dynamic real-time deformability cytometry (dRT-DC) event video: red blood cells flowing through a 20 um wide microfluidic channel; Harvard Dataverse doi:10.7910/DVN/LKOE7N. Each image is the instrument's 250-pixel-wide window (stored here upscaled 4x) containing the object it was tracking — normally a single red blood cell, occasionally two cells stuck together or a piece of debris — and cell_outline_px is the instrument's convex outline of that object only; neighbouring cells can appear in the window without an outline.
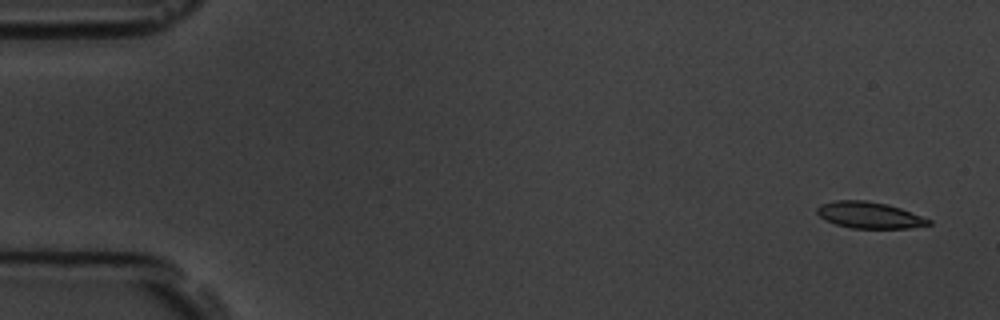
{"species": "common noctule bat (a hibernating species)", "species_latin": "Nyctalus noctula", "temperature_condition": "room temperature", "stored_images_in_passage": 5, "camera_frame_rate_fps": 3000, "um_per_image_px": 0.085, "animal": {"sex": "male", "body_mass_g": 19.5, "forearm_length_mm": 54.6}, "frame": {"image": 1, "passage_image": 1, "time_ms": 0.0, "image_size_px": [1000, 320], "cell_outline_px": [[932, 224], [908, 228], [852, 228], [836, 224], [824, 220], [816, 212], [816, 208], [820, 204], [836, 200], [864, 200], [888, 204], [900, 208], [932, 220]], "centroid_in_image_um": [73.87, 18.28], "position_along_channel_um": 11.1, "area_um2": 17.17}}